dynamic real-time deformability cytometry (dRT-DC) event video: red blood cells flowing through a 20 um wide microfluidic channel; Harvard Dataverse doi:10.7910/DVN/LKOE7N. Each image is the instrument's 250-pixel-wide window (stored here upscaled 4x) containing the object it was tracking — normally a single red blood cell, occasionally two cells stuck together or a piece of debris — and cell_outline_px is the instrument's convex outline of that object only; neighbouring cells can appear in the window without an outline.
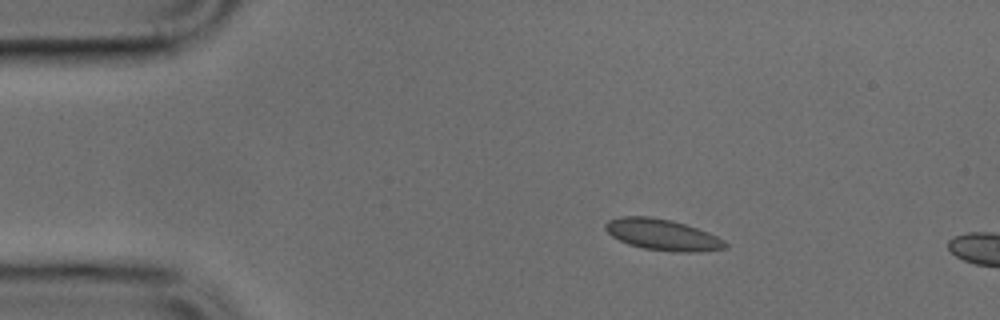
{"species": "common noctule bat (a hibernating species)", "species_latin": "Nyctalus noctula", "temperature_condition": "cold", "stored_images_in_passage": 4, "camera_frame_rate_fps": 3000, "um_per_image_px": 0.085, "animal": {"sex": "male", "body_mass_g": 17.9, "forearm_length_mm": 54.2}, "frame": {"image": 1, "passage_image": 1, "time_ms": 0.0, "image_size_px": [1000, 320], "cell_outline_px": [[728, 248], [696, 252], [676, 252], [644, 248], [628, 244], [612, 236], [604, 228], [604, 224], [608, 220], [620, 216], [648, 216], [672, 220], [708, 232], [724, 240], [728, 244]], "centroid_in_image_um": [56.31, 19.95], "position_along_channel_um": 28.7, "area_um2": 21.73}}